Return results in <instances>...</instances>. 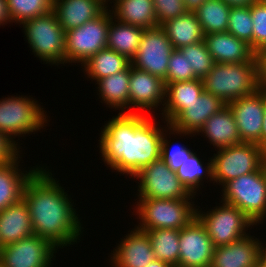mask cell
<instances>
[{
    "instance_id": "cell-1",
    "label": "cell",
    "mask_w": 266,
    "mask_h": 267,
    "mask_svg": "<svg viewBox=\"0 0 266 267\" xmlns=\"http://www.w3.org/2000/svg\"><path fill=\"white\" fill-rule=\"evenodd\" d=\"M156 120V116L140 113H118L104 122L97 148L107 170L131 180L160 158L163 130L169 124L163 119Z\"/></svg>"
},
{
    "instance_id": "cell-2",
    "label": "cell",
    "mask_w": 266,
    "mask_h": 267,
    "mask_svg": "<svg viewBox=\"0 0 266 267\" xmlns=\"http://www.w3.org/2000/svg\"><path fill=\"white\" fill-rule=\"evenodd\" d=\"M52 172L47 164H43L25 185L23 200L30 213L34 234L58 249L68 247L69 250L71 245L82 241L85 228L72 200L74 196L65 191Z\"/></svg>"
},
{
    "instance_id": "cell-3",
    "label": "cell",
    "mask_w": 266,
    "mask_h": 267,
    "mask_svg": "<svg viewBox=\"0 0 266 267\" xmlns=\"http://www.w3.org/2000/svg\"><path fill=\"white\" fill-rule=\"evenodd\" d=\"M39 102L32 95L22 94L7 95L0 99V132L20 148L23 143L19 144V141L25 140L26 136L42 133L41 130L50 126V116Z\"/></svg>"
},
{
    "instance_id": "cell-4",
    "label": "cell",
    "mask_w": 266,
    "mask_h": 267,
    "mask_svg": "<svg viewBox=\"0 0 266 267\" xmlns=\"http://www.w3.org/2000/svg\"><path fill=\"white\" fill-rule=\"evenodd\" d=\"M195 200L135 198V205L131 208L134 209L132 215L138 220L135 227L145 232L152 229H181L196 217L195 205L198 201Z\"/></svg>"
},
{
    "instance_id": "cell-5",
    "label": "cell",
    "mask_w": 266,
    "mask_h": 267,
    "mask_svg": "<svg viewBox=\"0 0 266 267\" xmlns=\"http://www.w3.org/2000/svg\"><path fill=\"white\" fill-rule=\"evenodd\" d=\"M204 91L228 104L248 96L257 89L256 60L243 63H214L202 79Z\"/></svg>"
},
{
    "instance_id": "cell-6",
    "label": "cell",
    "mask_w": 266,
    "mask_h": 267,
    "mask_svg": "<svg viewBox=\"0 0 266 267\" xmlns=\"http://www.w3.org/2000/svg\"><path fill=\"white\" fill-rule=\"evenodd\" d=\"M19 26L22 27L24 39L32 54L41 63L43 61V64L50 65L51 68L65 67V31L53 11L27 20Z\"/></svg>"
},
{
    "instance_id": "cell-7",
    "label": "cell",
    "mask_w": 266,
    "mask_h": 267,
    "mask_svg": "<svg viewBox=\"0 0 266 267\" xmlns=\"http://www.w3.org/2000/svg\"><path fill=\"white\" fill-rule=\"evenodd\" d=\"M220 191L224 203L238 207L256 226L266 221V179L262 168L228 181Z\"/></svg>"
},
{
    "instance_id": "cell-8",
    "label": "cell",
    "mask_w": 266,
    "mask_h": 267,
    "mask_svg": "<svg viewBox=\"0 0 266 267\" xmlns=\"http://www.w3.org/2000/svg\"><path fill=\"white\" fill-rule=\"evenodd\" d=\"M219 202L211 209L205 205L206 210L196 205V217L205 226L215 247L236 242L251 233L254 227L258 228L238 207Z\"/></svg>"
},
{
    "instance_id": "cell-9",
    "label": "cell",
    "mask_w": 266,
    "mask_h": 267,
    "mask_svg": "<svg viewBox=\"0 0 266 267\" xmlns=\"http://www.w3.org/2000/svg\"><path fill=\"white\" fill-rule=\"evenodd\" d=\"M215 151L212 155L213 185L220 188L232 179L258 171L266 156L262 148L254 143H241Z\"/></svg>"
},
{
    "instance_id": "cell-10",
    "label": "cell",
    "mask_w": 266,
    "mask_h": 267,
    "mask_svg": "<svg viewBox=\"0 0 266 267\" xmlns=\"http://www.w3.org/2000/svg\"><path fill=\"white\" fill-rule=\"evenodd\" d=\"M110 24L109 7L94 20L65 32V66L82 65L91 56L107 48ZM75 63V64H74Z\"/></svg>"
},
{
    "instance_id": "cell-11",
    "label": "cell",
    "mask_w": 266,
    "mask_h": 267,
    "mask_svg": "<svg viewBox=\"0 0 266 267\" xmlns=\"http://www.w3.org/2000/svg\"><path fill=\"white\" fill-rule=\"evenodd\" d=\"M136 178V179H135ZM137 182L136 198L196 199L161 158L142 168L132 180Z\"/></svg>"
},
{
    "instance_id": "cell-12",
    "label": "cell",
    "mask_w": 266,
    "mask_h": 267,
    "mask_svg": "<svg viewBox=\"0 0 266 267\" xmlns=\"http://www.w3.org/2000/svg\"><path fill=\"white\" fill-rule=\"evenodd\" d=\"M173 50L162 26L144 29L139 48L131 59V65L164 81L167 77L169 57Z\"/></svg>"
},
{
    "instance_id": "cell-13",
    "label": "cell",
    "mask_w": 266,
    "mask_h": 267,
    "mask_svg": "<svg viewBox=\"0 0 266 267\" xmlns=\"http://www.w3.org/2000/svg\"><path fill=\"white\" fill-rule=\"evenodd\" d=\"M58 251L50 241L33 234L0 248V267H52Z\"/></svg>"
},
{
    "instance_id": "cell-14",
    "label": "cell",
    "mask_w": 266,
    "mask_h": 267,
    "mask_svg": "<svg viewBox=\"0 0 266 267\" xmlns=\"http://www.w3.org/2000/svg\"><path fill=\"white\" fill-rule=\"evenodd\" d=\"M165 90L161 78L130 64L129 113L157 116L154 113L160 111L161 114L165 104Z\"/></svg>"
},
{
    "instance_id": "cell-15",
    "label": "cell",
    "mask_w": 266,
    "mask_h": 267,
    "mask_svg": "<svg viewBox=\"0 0 266 267\" xmlns=\"http://www.w3.org/2000/svg\"><path fill=\"white\" fill-rule=\"evenodd\" d=\"M179 245L178 267L211 266L215 246L197 217L179 229Z\"/></svg>"
},
{
    "instance_id": "cell-16",
    "label": "cell",
    "mask_w": 266,
    "mask_h": 267,
    "mask_svg": "<svg viewBox=\"0 0 266 267\" xmlns=\"http://www.w3.org/2000/svg\"><path fill=\"white\" fill-rule=\"evenodd\" d=\"M227 105L234 115L241 142L258 144L264 122V91L257 89Z\"/></svg>"
},
{
    "instance_id": "cell-17",
    "label": "cell",
    "mask_w": 266,
    "mask_h": 267,
    "mask_svg": "<svg viewBox=\"0 0 266 267\" xmlns=\"http://www.w3.org/2000/svg\"><path fill=\"white\" fill-rule=\"evenodd\" d=\"M118 242L107 259L110 267H145L155 260L148 233L135 226Z\"/></svg>"
},
{
    "instance_id": "cell-18",
    "label": "cell",
    "mask_w": 266,
    "mask_h": 267,
    "mask_svg": "<svg viewBox=\"0 0 266 267\" xmlns=\"http://www.w3.org/2000/svg\"><path fill=\"white\" fill-rule=\"evenodd\" d=\"M251 234L228 245L215 247L210 267H255L262 255V240Z\"/></svg>"
},
{
    "instance_id": "cell-19",
    "label": "cell",
    "mask_w": 266,
    "mask_h": 267,
    "mask_svg": "<svg viewBox=\"0 0 266 267\" xmlns=\"http://www.w3.org/2000/svg\"><path fill=\"white\" fill-rule=\"evenodd\" d=\"M22 157L23 152L12 162L0 165V212L23 199L25 185L43 166L38 164L24 170Z\"/></svg>"
},
{
    "instance_id": "cell-20",
    "label": "cell",
    "mask_w": 266,
    "mask_h": 267,
    "mask_svg": "<svg viewBox=\"0 0 266 267\" xmlns=\"http://www.w3.org/2000/svg\"><path fill=\"white\" fill-rule=\"evenodd\" d=\"M107 8L106 0H53L52 11L66 32L94 20Z\"/></svg>"
},
{
    "instance_id": "cell-21",
    "label": "cell",
    "mask_w": 266,
    "mask_h": 267,
    "mask_svg": "<svg viewBox=\"0 0 266 267\" xmlns=\"http://www.w3.org/2000/svg\"><path fill=\"white\" fill-rule=\"evenodd\" d=\"M204 42L214 63H243L255 58L250 45L229 32L204 34Z\"/></svg>"
},
{
    "instance_id": "cell-22",
    "label": "cell",
    "mask_w": 266,
    "mask_h": 267,
    "mask_svg": "<svg viewBox=\"0 0 266 267\" xmlns=\"http://www.w3.org/2000/svg\"><path fill=\"white\" fill-rule=\"evenodd\" d=\"M226 105L217 96L203 91L170 125L176 130L196 135L205 122Z\"/></svg>"
},
{
    "instance_id": "cell-23",
    "label": "cell",
    "mask_w": 266,
    "mask_h": 267,
    "mask_svg": "<svg viewBox=\"0 0 266 267\" xmlns=\"http://www.w3.org/2000/svg\"><path fill=\"white\" fill-rule=\"evenodd\" d=\"M197 135L206 138L204 140L214 147L213 150L242 143L234 115L228 105L212 115L198 131L196 137Z\"/></svg>"
},
{
    "instance_id": "cell-24",
    "label": "cell",
    "mask_w": 266,
    "mask_h": 267,
    "mask_svg": "<svg viewBox=\"0 0 266 267\" xmlns=\"http://www.w3.org/2000/svg\"><path fill=\"white\" fill-rule=\"evenodd\" d=\"M165 104L160 118L169 125L187 108L200 97L204 91L202 79H194L184 82L165 83Z\"/></svg>"
},
{
    "instance_id": "cell-25",
    "label": "cell",
    "mask_w": 266,
    "mask_h": 267,
    "mask_svg": "<svg viewBox=\"0 0 266 267\" xmlns=\"http://www.w3.org/2000/svg\"><path fill=\"white\" fill-rule=\"evenodd\" d=\"M33 234L30 213L23 199L0 212V248Z\"/></svg>"
},
{
    "instance_id": "cell-26",
    "label": "cell",
    "mask_w": 266,
    "mask_h": 267,
    "mask_svg": "<svg viewBox=\"0 0 266 267\" xmlns=\"http://www.w3.org/2000/svg\"><path fill=\"white\" fill-rule=\"evenodd\" d=\"M130 65L123 71L98 80L96 92L100 103L117 113H129Z\"/></svg>"
},
{
    "instance_id": "cell-27",
    "label": "cell",
    "mask_w": 266,
    "mask_h": 267,
    "mask_svg": "<svg viewBox=\"0 0 266 267\" xmlns=\"http://www.w3.org/2000/svg\"><path fill=\"white\" fill-rule=\"evenodd\" d=\"M108 7L113 18L121 23L144 29L157 26L153 0H110Z\"/></svg>"
},
{
    "instance_id": "cell-28",
    "label": "cell",
    "mask_w": 266,
    "mask_h": 267,
    "mask_svg": "<svg viewBox=\"0 0 266 267\" xmlns=\"http://www.w3.org/2000/svg\"><path fill=\"white\" fill-rule=\"evenodd\" d=\"M196 153L195 151L188 159H185L175 173L188 191L199 197V194L202 195L201 190L206 187L204 184L214 182L213 159L212 157H208V160L205 157H202V159L199 157V153ZM206 161L208 162L206 163Z\"/></svg>"
},
{
    "instance_id": "cell-29",
    "label": "cell",
    "mask_w": 266,
    "mask_h": 267,
    "mask_svg": "<svg viewBox=\"0 0 266 267\" xmlns=\"http://www.w3.org/2000/svg\"><path fill=\"white\" fill-rule=\"evenodd\" d=\"M161 26L174 49L204 41V32L195 12H186Z\"/></svg>"
},
{
    "instance_id": "cell-30",
    "label": "cell",
    "mask_w": 266,
    "mask_h": 267,
    "mask_svg": "<svg viewBox=\"0 0 266 267\" xmlns=\"http://www.w3.org/2000/svg\"><path fill=\"white\" fill-rule=\"evenodd\" d=\"M131 64L126 56L105 48L91 56L80 69L87 81L93 83L125 70ZM90 79V80H89Z\"/></svg>"
},
{
    "instance_id": "cell-31",
    "label": "cell",
    "mask_w": 266,
    "mask_h": 267,
    "mask_svg": "<svg viewBox=\"0 0 266 267\" xmlns=\"http://www.w3.org/2000/svg\"><path fill=\"white\" fill-rule=\"evenodd\" d=\"M143 32L144 28L117 21L110 11L107 48L131 60L139 48Z\"/></svg>"
},
{
    "instance_id": "cell-32",
    "label": "cell",
    "mask_w": 266,
    "mask_h": 267,
    "mask_svg": "<svg viewBox=\"0 0 266 267\" xmlns=\"http://www.w3.org/2000/svg\"><path fill=\"white\" fill-rule=\"evenodd\" d=\"M195 136L196 135L193 133L176 130L171 125H168L163 130V135L161 138L160 158L163 161H165V163L168 165V167L172 171L176 172V170L183 164L185 159H188L195 151L191 149L188 145L181 144V142L179 144V141H176L174 143V139L181 138L183 141V137H186V138L191 137L190 139H192ZM171 137H172L173 142H171Z\"/></svg>"
},
{
    "instance_id": "cell-33",
    "label": "cell",
    "mask_w": 266,
    "mask_h": 267,
    "mask_svg": "<svg viewBox=\"0 0 266 267\" xmlns=\"http://www.w3.org/2000/svg\"><path fill=\"white\" fill-rule=\"evenodd\" d=\"M146 232L149 235L155 259L168 263L172 267H178L179 229H152Z\"/></svg>"
},
{
    "instance_id": "cell-34",
    "label": "cell",
    "mask_w": 266,
    "mask_h": 267,
    "mask_svg": "<svg viewBox=\"0 0 266 267\" xmlns=\"http://www.w3.org/2000/svg\"><path fill=\"white\" fill-rule=\"evenodd\" d=\"M230 9L223 0H206L195 11L204 34L227 32Z\"/></svg>"
},
{
    "instance_id": "cell-35",
    "label": "cell",
    "mask_w": 266,
    "mask_h": 267,
    "mask_svg": "<svg viewBox=\"0 0 266 267\" xmlns=\"http://www.w3.org/2000/svg\"><path fill=\"white\" fill-rule=\"evenodd\" d=\"M6 4L11 24L19 26L27 20L51 12L53 0H6Z\"/></svg>"
},
{
    "instance_id": "cell-36",
    "label": "cell",
    "mask_w": 266,
    "mask_h": 267,
    "mask_svg": "<svg viewBox=\"0 0 266 267\" xmlns=\"http://www.w3.org/2000/svg\"><path fill=\"white\" fill-rule=\"evenodd\" d=\"M227 32L245 41L253 50L251 6L231 7L228 17Z\"/></svg>"
},
{
    "instance_id": "cell-37",
    "label": "cell",
    "mask_w": 266,
    "mask_h": 267,
    "mask_svg": "<svg viewBox=\"0 0 266 267\" xmlns=\"http://www.w3.org/2000/svg\"><path fill=\"white\" fill-rule=\"evenodd\" d=\"M178 50L184 58H187L197 78L203 79L212 70L214 61L204 41L181 47Z\"/></svg>"
},
{
    "instance_id": "cell-38",
    "label": "cell",
    "mask_w": 266,
    "mask_h": 267,
    "mask_svg": "<svg viewBox=\"0 0 266 267\" xmlns=\"http://www.w3.org/2000/svg\"><path fill=\"white\" fill-rule=\"evenodd\" d=\"M197 79L187 58L178 50L174 49L169 57L167 77L164 83L184 82Z\"/></svg>"
},
{
    "instance_id": "cell-39",
    "label": "cell",
    "mask_w": 266,
    "mask_h": 267,
    "mask_svg": "<svg viewBox=\"0 0 266 267\" xmlns=\"http://www.w3.org/2000/svg\"><path fill=\"white\" fill-rule=\"evenodd\" d=\"M253 24V51L266 48V5L259 0L251 5Z\"/></svg>"
},
{
    "instance_id": "cell-40",
    "label": "cell",
    "mask_w": 266,
    "mask_h": 267,
    "mask_svg": "<svg viewBox=\"0 0 266 267\" xmlns=\"http://www.w3.org/2000/svg\"><path fill=\"white\" fill-rule=\"evenodd\" d=\"M153 2L157 26H161L167 20L180 17L187 12L183 0H153Z\"/></svg>"
},
{
    "instance_id": "cell-41",
    "label": "cell",
    "mask_w": 266,
    "mask_h": 267,
    "mask_svg": "<svg viewBox=\"0 0 266 267\" xmlns=\"http://www.w3.org/2000/svg\"><path fill=\"white\" fill-rule=\"evenodd\" d=\"M23 150L24 148H20L8 136L0 132V165L12 162L22 154Z\"/></svg>"
},
{
    "instance_id": "cell-42",
    "label": "cell",
    "mask_w": 266,
    "mask_h": 267,
    "mask_svg": "<svg viewBox=\"0 0 266 267\" xmlns=\"http://www.w3.org/2000/svg\"><path fill=\"white\" fill-rule=\"evenodd\" d=\"M255 60L258 89L266 92V51L262 49L255 52Z\"/></svg>"
},
{
    "instance_id": "cell-43",
    "label": "cell",
    "mask_w": 266,
    "mask_h": 267,
    "mask_svg": "<svg viewBox=\"0 0 266 267\" xmlns=\"http://www.w3.org/2000/svg\"><path fill=\"white\" fill-rule=\"evenodd\" d=\"M11 24V20L7 10L6 0H0V27Z\"/></svg>"
},
{
    "instance_id": "cell-44",
    "label": "cell",
    "mask_w": 266,
    "mask_h": 267,
    "mask_svg": "<svg viewBox=\"0 0 266 267\" xmlns=\"http://www.w3.org/2000/svg\"><path fill=\"white\" fill-rule=\"evenodd\" d=\"M264 106H265V111H264V122L261 131V140L257 145L260 146L262 150L266 153V92H264Z\"/></svg>"
},
{
    "instance_id": "cell-45",
    "label": "cell",
    "mask_w": 266,
    "mask_h": 267,
    "mask_svg": "<svg viewBox=\"0 0 266 267\" xmlns=\"http://www.w3.org/2000/svg\"><path fill=\"white\" fill-rule=\"evenodd\" d=\"M187 12H195L206 0H183Z\"/></svg>"
},
{
    "instance_id": "cell-46",
    "label": "cell",
    "mask_w": 266,
    "mask_h": 267,
    "mask_svg": "<svg viewBox=\"0 0 266 267\" xmlns=\"http://www.w3.org/2000/svg\"><path fill=\"white\" fill-rule=\"evenodd\" d=\"M230 7H245L251 6L257 0H223Z\"/></svg>"
},
{
    "instance_id": "cell-47",
    "label": "cell",
    "mask_w": 266,
    "mask_h": 267,
    "mask_svg": "<svg viewBox=\"0 0 266 267\" xmlns=\"http://www.w3.org/2000/svg\"><path fill=\"white\" fill-rule=\"evenodd\" d=\"M145 267H172L171 265H169L168 263L162 262L160 260H153L151 261L148 265H146Z\"/></svg>"
},
{
    "instance_id": "cell-48",
    "label": "cell",
    "mask_w": 266,
    "mask_h": 267,
    "mask_svg": "<svg viewBox=\"0 0 266 267\" xmlns=\"http://www.w3.org/2000/svg\"><path fill=\"white\" fill-rule=\"evenodd\" d=\"M255 267H266V258L263 255L258 258Z\"/></svg>"
},
{
    "instance_id": "cell-49",
    "label": "cell",
    "mask_w": 266,
    "mask_h": 267,
    "mask_svg": "<svg viewBox=\"0 0 266 267\" xmlns=\"http://www.w3.org/2000/svg\"><path fill=\"white\" fill-rule=\"evenodd\" d=\"M262 241V255L266 258V241H264L263 238H261Z\"/></svg>"
},
{
    "instance_id": "cell-50",
    "label": "cell",
    "mask_w": 266,
    "mask_h": 267,
    "mask_svg": "<svg viewBox=\"0 0 266 267\" xmlns=\"http://www.w3.org/2000/svg\"><path fill=\"white\" fill-rule=\"evenodd\" d=\"M261 168H262V171H263L265 179H266V156H265V158H264V160L262 162V167Z\"/></svg>"
},
{
    "instance_id": "cell-51",
    "label": "cell",
    "mask_w": 266,
    "mask_h": 267,
    "mask_svg": "<svg viewBox=\"0 0 266 267\" xmlns=\"http://www.w3.org/2000/svg\"><path fill=\"white\" fill-rule=\"evenodd\" d=\"M262 4L266 5V0H259Z\"/></svg>"
}]
</instances>
